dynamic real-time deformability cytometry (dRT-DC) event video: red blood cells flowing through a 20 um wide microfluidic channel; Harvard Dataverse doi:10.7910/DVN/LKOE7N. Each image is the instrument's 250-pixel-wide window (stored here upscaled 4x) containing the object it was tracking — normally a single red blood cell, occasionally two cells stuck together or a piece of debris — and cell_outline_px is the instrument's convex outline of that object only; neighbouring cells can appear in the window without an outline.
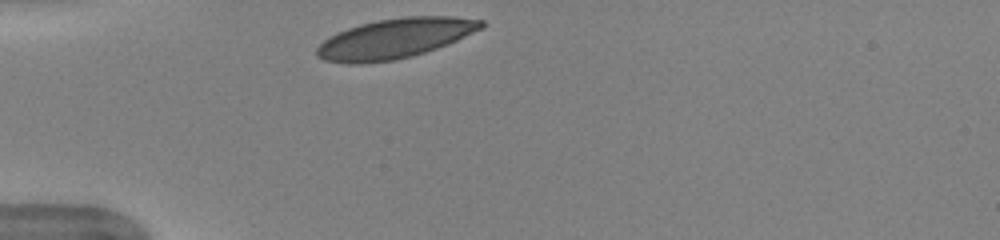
{"species": "human", "species_latin": "Homo sapiens", "temperature_condition": "warm", "stored_images_in_passage": 30, "camera_frame_rate_fps": 3000, "um_per_image_px": 0.085, "donor": {"sex": "female"}, "frame": {"image": 1, "passage_image": 1, "time_ms": 0.0, "image_size_px": [1000, 240], "cell_outline_px": [[484, 28], [448, 44], [412, 56], [392, 60], [360, 64], [348, 64], [324, 60], [316, 56], [316, 48], [328, 36], [348, 28], [360, 24], [380, 20], [404, 16], [452, 16], [484, 20]], "centroid_in_image_um": [33.57, 3.27], "position_along_channel_um": 51.4, "area_um2": 38.21}}
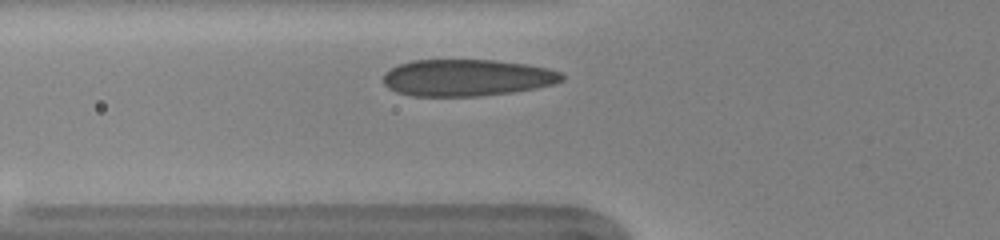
{"frame": {"image": 2, "passage_image": 5, "time_ms": 1.333, "image_size_px": [1000, 240], "cell_outline_px": [[564, 80], [552, 84], [536, 88], [512, 92], [480, 96], [412, 96], [396, 92], [388, 88], [384, 84], [384, 72], [400, 64], [412, 60], [496, 60], [528, 64], [548, 68], [560, 72], [564, 76]], "centroid_in_image_um": [39.69, 6.6], "position_along_channel_um": 86.1, "area_um2": 38.38}}
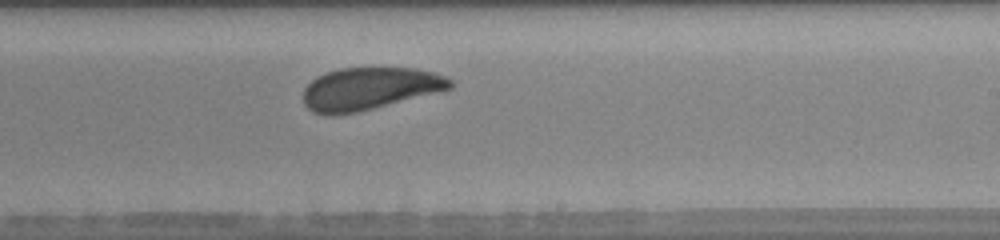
{"frame": {"image": 3, "passage_image": 18, "time_ms": 5.667, "image_size_px": [1000, 240], "cell_outline_px": [[452, 88], [356, 112], [332, 116], [312, 112], [304, 104], [304, 88], [316, 76], [340, 68], [416, 68], [432, 72], [444, 76], [452, 80]], "centroid_in_image_um": [31.36, 7.53], "position_along_channel_um": 257.6, "area_um2": 35.89}, "authors_computed_cell_mechanics": {"area_um2": 37.1943, "velocity_mm_per_s": 3.9533, "shape_relaxation_time_tau1_ms": 2.859, "shape_relaxation_time_tau2_ms": 1.2904, "deformation_change_tau1": 0.1085, "deformation_change_tau2": 0.0465}}